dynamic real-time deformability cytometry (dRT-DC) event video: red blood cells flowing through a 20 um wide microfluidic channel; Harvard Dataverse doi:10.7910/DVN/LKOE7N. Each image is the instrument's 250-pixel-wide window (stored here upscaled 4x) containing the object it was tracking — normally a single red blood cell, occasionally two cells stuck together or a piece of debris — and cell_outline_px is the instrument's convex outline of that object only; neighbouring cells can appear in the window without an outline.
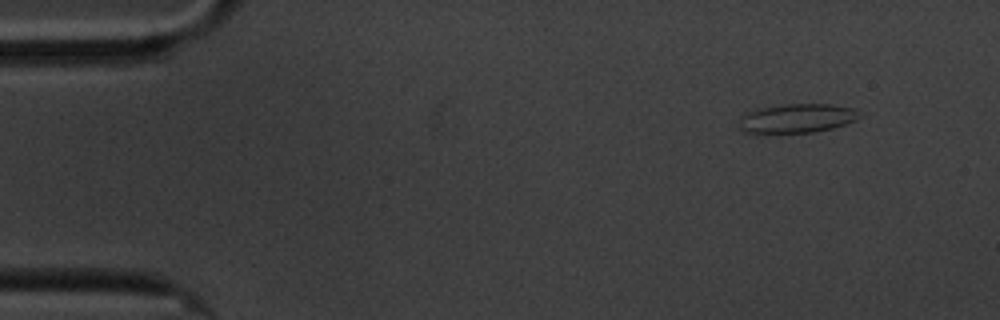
{"species": "common noctule bat (a hibernating species)", "species_latin": "Nyctalus noctula", "temperature_condition": "cold", "stored_images_in_passage": 4, "camera_frame_rate_fps": 3000, "um_per_image_px": 0.085, "animal": {"sex": "male", "body_mass_g": 20.1, "forearm_length_mm": 53.5}, "frame": {"image": 1, "passage_image": 1, "time_ms": 0.0, "image_size_px": [1000, 320], "cell_outline_px": [[856, 120], [832, 128], [812, 132], [756, 136], [744, 132], [740, 128], [740, 116], [744, 112], [756, 108], [784, 104], [828, 104], [856, 108]], "centroid_in_image_um": [67.58, 10.09], "position_along_channel_um": 17.4, "area_um2": 21.1}}
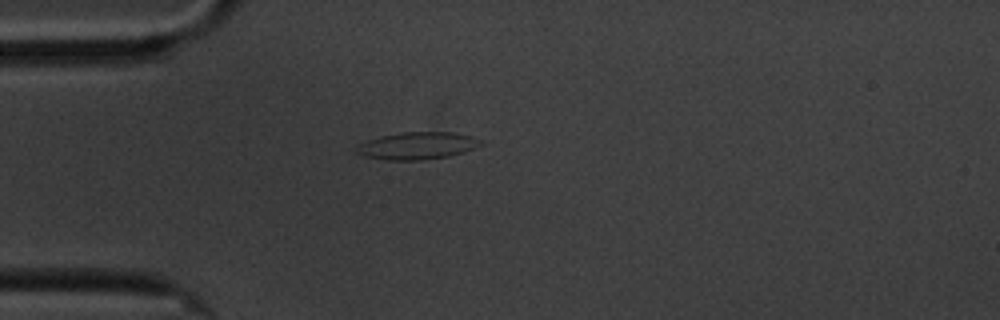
{"frame": {"image": 2, "passage_image": 4, "time_ms": 3.333, "image_size_px": [1000, 320], "cell_outline_px": [[484, 144], [464, 152], [448, 156], [420, 160], [388, 160], [364, 156], [356, 152], [352, 148], [356, 144], [380, 136], [404, 132], [452, 132], [468, 136], [480, 140]], "centroid_in_image_um": [35.4, 12.39], "position_along_channel_um": 49.6, "area_um2": 19.71}}